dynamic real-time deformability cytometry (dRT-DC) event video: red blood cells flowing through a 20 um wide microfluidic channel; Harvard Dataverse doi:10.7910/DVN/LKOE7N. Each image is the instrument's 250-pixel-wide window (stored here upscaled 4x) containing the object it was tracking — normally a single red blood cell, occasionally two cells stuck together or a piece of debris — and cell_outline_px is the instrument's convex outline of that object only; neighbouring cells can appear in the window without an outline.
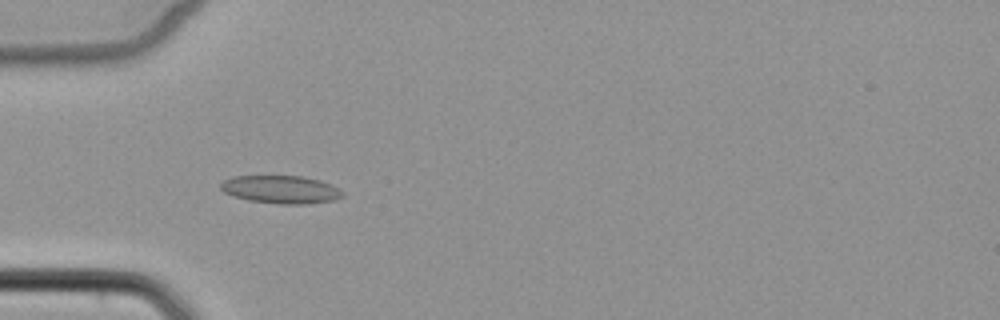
{"species": "common noctule bat (a hibernating species)", "species_latin": "Nyctalus noctula", "temperature_condition": "cold", "stored_images_in_passage": 5, "camera_frame_rate_fps": 3000, "um_per_image_px": 0.085, "animal": {"sex": "female", "body_mass_g": 22.7, "forearm_length_mm": 54.2}, "frame": {"image": 1, "passage_image": 4, "time_ms": 5.0, "image_size_px": [1000, 320], "cell_outline_px": [[344, 196], [336, 200], [308, 204], [280, 204], [248, 200], [232, 196], [224, 192], [220, 188], [220, 184], [224, 180], [232, 176], [300, 176], [320, 180], [332, 184], [340, 188], [344, 192]], "centroid_in_image_um": [23.91, 16.11], "position_along_channel_um": 61.1, "area_um2": 20.11}}
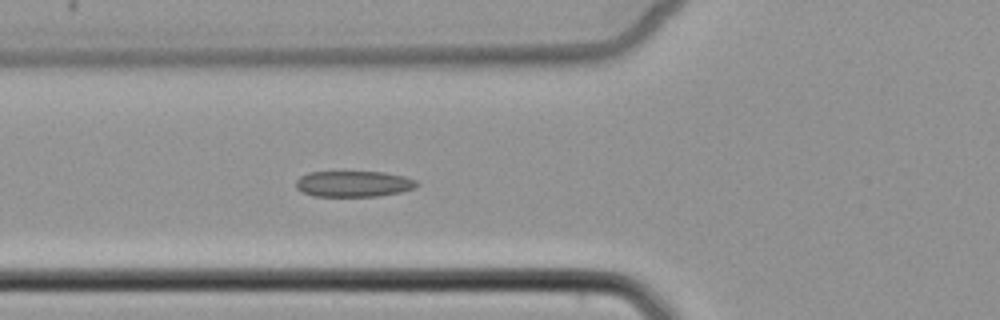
{"frame": {"image": 2, "passage_image": 5, "time_ms": 6.0, "image_size_px": [1000, 320], "cell_outline_px": [[420, 184], [416, 188], [400, 192], [376, 196], [312, 196], [296, 188], [296, 180], [300, 176], [308, 172], [384, 172], [404, 176], [416, 180]], "centroid_in_image_um": [30.07, 15.62], "position_along_channel_um": 95.7, "area_um2": 18.32}}